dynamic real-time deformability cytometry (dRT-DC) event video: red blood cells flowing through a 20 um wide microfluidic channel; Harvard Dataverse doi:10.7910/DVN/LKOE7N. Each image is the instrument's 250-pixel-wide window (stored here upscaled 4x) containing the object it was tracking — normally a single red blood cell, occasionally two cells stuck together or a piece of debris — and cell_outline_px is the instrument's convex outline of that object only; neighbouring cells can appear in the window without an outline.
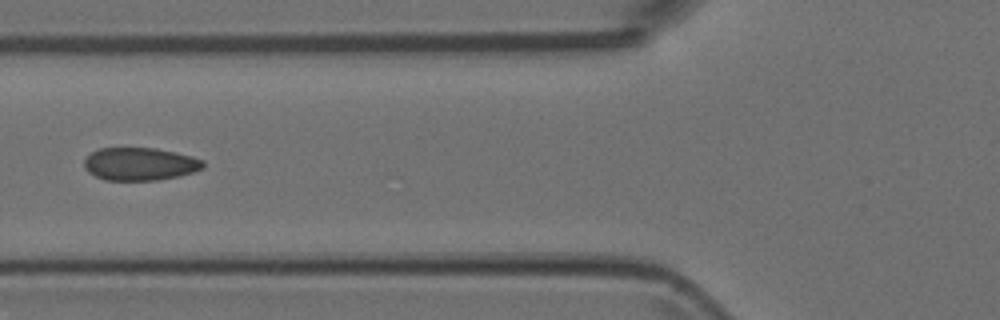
{"species": "Egyptian fruit bat (a non-hibernating species)", "species_latin": "Rousettus aegyptiacus", "temperature_condition": "room temperature", "stored_images_in_passage": 2, "camera_frame_rate_fps": 3000, "um_per_image_px": 0.085, "animal": {"sex": "female"}, "frame": {"image": 1, "passage_image": 2, "time_ms": 0.333, "image_size_px": [1000, 320], "cell_outline_px": [[204, 168], [180, 176], [156, 180], [104, 180], [88, 172], [84, 168], [84, 160], [92, 152], [100, 148], [156, 148], [192, 156], [204, 160]], "centroid_in_image_um": [11.9, 13.94], "position_along_channel_um": 113.9, "area_um2": 22.77}}